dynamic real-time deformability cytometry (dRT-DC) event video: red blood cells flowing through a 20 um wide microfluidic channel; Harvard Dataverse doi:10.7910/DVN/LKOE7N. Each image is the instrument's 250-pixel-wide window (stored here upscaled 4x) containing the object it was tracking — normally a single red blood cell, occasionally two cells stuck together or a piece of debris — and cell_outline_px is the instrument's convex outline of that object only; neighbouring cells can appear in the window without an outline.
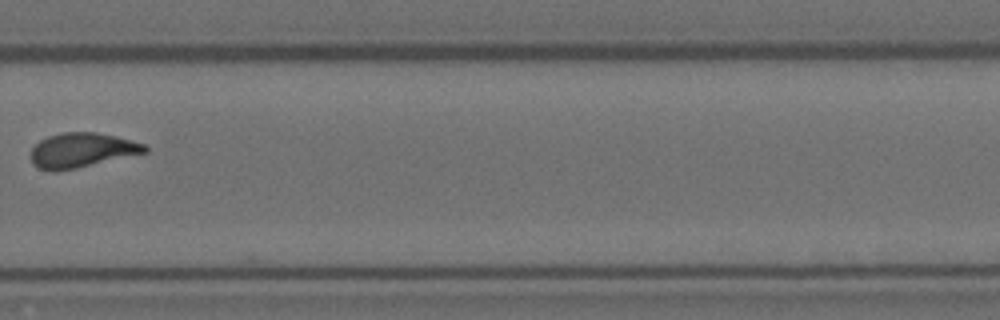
{"species": "Egyptian fruit bat (a non-hibernating species)", "species_latin": "Rousettus aegyptiacus", "temperature_condition": "room temperature", "stored_images_in_passage": 7, "camera_frame_rate_fps": 3000, "um_per_image_px": 0.085, "animal": {"sex": "female"}, "frame": {"image": 1, "passage_image": 7, "time_ms": 2.0, "image_size_px": [1000, 320], "cell_outline_px": [[148, 152], [76, 168], [40, 168], [32, 164], [32, 148], [40, 140], [48, 136], [64, 132], [96, 132], [116, 136], [144, 144], [148, 148]], "centroid_in_image_um": [7.0, 12.73], "position_along_channel_um": 322.8, "area_um2": 22.31}}